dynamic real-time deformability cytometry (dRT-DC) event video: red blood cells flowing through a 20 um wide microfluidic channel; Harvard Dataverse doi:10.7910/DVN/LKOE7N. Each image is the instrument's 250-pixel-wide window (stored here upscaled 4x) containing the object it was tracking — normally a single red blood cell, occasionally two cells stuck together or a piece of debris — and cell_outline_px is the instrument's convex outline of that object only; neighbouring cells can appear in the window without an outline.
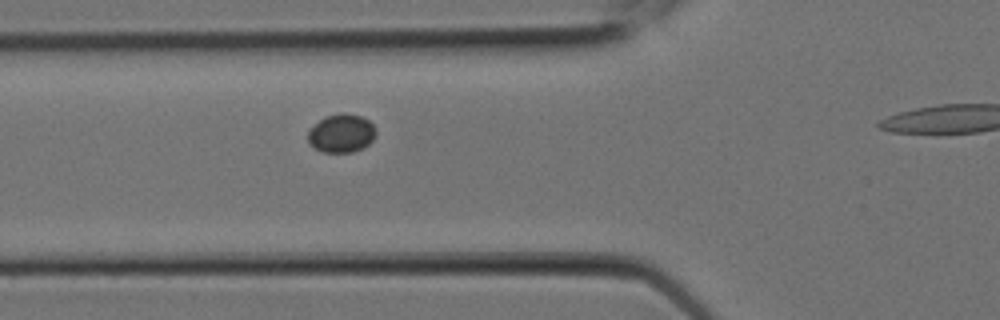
{"species": "Egyptian fruit bat (a non-hibernating species)", "species_latin": "Rousettus aegyptiacus", "temperature_condition": "room temperature", "stored_images_in_passage": 5, "segment_of_instrument_passage": [1, 2], "camera_frame_rate_fps": 3000, "um_per_image_px": 0.085, "animal": {"sex": "female"}, "frame": {"image": 1, "passage_image": 4, "time_ms": 1.0, "image_size_px": [1000, 320], "cell_outline_px": [[376, 136], [364, 148], [352, 152], [324, 152], [308, 144], [308, 132], [324, 116], [340, 112], [360, 116], [368, 120], [376, 128]], "centroid_in_image_um": [29.04, 11.33], "position_along_channel_um": 96.8, "area_um2": 15.2}}